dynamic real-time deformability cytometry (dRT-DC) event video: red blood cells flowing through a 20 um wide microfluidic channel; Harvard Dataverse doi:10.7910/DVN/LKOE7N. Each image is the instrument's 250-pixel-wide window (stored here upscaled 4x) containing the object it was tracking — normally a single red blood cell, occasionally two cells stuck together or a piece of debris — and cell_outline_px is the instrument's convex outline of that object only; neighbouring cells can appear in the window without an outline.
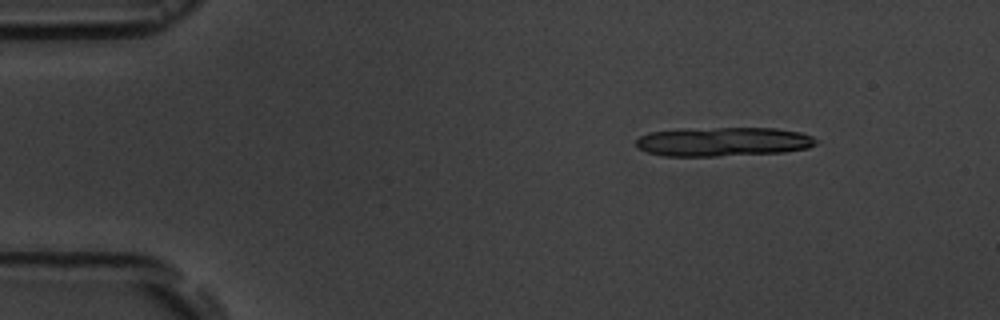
{"species": "common noctule bat (a hibernating species)", "species_latin": "Nyctalus noctula", "temperature_condition": "room temperature", "stored_images_in_passage": 6, "segment_of_instrument_passage": [1, 2], "camera_frame_rate_fps": 3000, "um_per_image_px": 0.085, "animal": {"sex": "male", "body_mass_g": 19.5, "forearm_length_mm": 54.6}, "frame": {"image": 1, "passage_image": 2, "time_ms": 2.0, "image_size_px": [1000, 320], "cell_outline_px": [[820, 140], [816, 144], [808, 148], [784, 152], [716, 156], [664, 156], [648, 152], [636, 148], [636, 140], [640, 136], [652, 132], [716, 128], [776, 128], [800, 132], [812, 136]], "centroid_in_image_um": [61.54, 12.06], "position_along_channel_um": 23.5, "area_um2": 30.29}}